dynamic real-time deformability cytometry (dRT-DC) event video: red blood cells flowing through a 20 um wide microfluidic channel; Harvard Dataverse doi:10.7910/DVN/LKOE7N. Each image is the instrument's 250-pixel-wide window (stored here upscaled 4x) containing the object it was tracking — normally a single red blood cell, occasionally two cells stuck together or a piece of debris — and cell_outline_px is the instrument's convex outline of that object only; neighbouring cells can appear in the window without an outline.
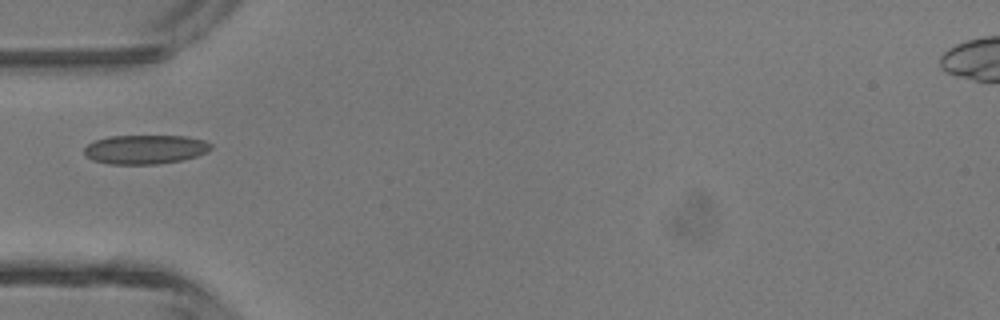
{"species": "common noctule bat (a hibernating species)", "species_latin": "Nyctalus noctula", "temperature_condition": "room temperature", "stored_images_in_passage": 32, "camera_frame_rate_fps": 3000, "um_per_image_px": 0.085, "animal": {"sex": "male", "body_mass_g": 13.3}, "frame": {"image": 1, "passage_image": 1, "time_ms": 0.0, "image_size_px": [1000, 320], "cell_outline_px": [[212, 148], [208, 152], [196, 156], [180, 160], [156, 164], [108, 164], [92, 160], [84, 156], [84, 148], [88, 144], [96, 140], [108, 136], [184, 136], [204, 140], [212, 144]], "centroid_in_image_um": [12.32, 12.7], "position_along_channel_um": 72.7, "area_um2": 21.56}}
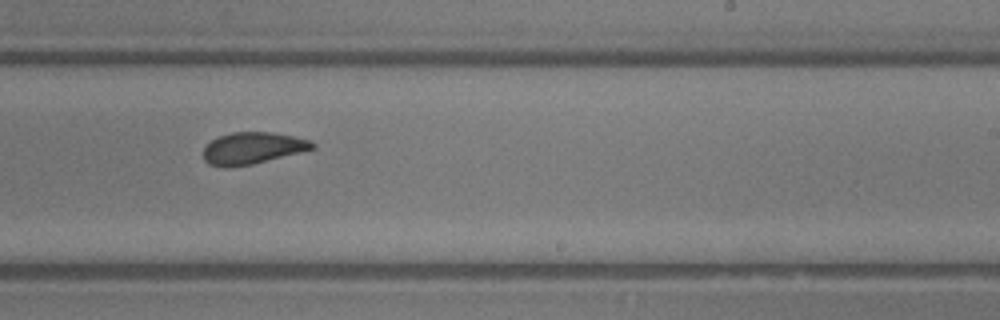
{"frame": {"image": 2, "passage_image": 14, "time_ms": 4.333, "image_size_px": [1000, 320], "cell_outline_px": [[316, 148], [252, 164], [228, 168], [224, 168], [208, 164], [204, 160], [204, 148], [212, 140], [220, 136], [232, 132], [272, 132], [312, 140], [316, 144]], "centroid_in_image_um": [21.47, 12.6], "position_along_channel_um": 267.5, "area_um2": 20.17}}
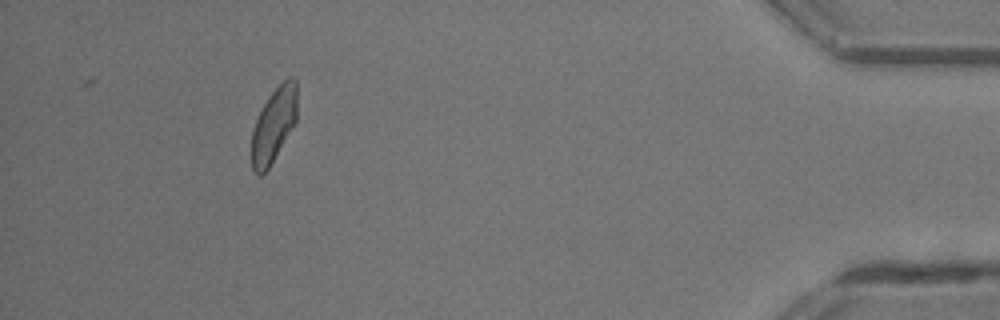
{"frame": {"image": 3, "passage_image": 28, "time_ms": 9.0, "image_size_px": [1000, 320], "cell_outline_px": [[296, 120], [268, 168], [260, 176], [252, 168], [252, 132], [256, 120], [268, 96], [288, 76], [292, 76], [296, 80]], "centroid_in_image_um": [23.26, 10.58], "position_along_channel_um": 411.9, "area_um2": 19.13}}